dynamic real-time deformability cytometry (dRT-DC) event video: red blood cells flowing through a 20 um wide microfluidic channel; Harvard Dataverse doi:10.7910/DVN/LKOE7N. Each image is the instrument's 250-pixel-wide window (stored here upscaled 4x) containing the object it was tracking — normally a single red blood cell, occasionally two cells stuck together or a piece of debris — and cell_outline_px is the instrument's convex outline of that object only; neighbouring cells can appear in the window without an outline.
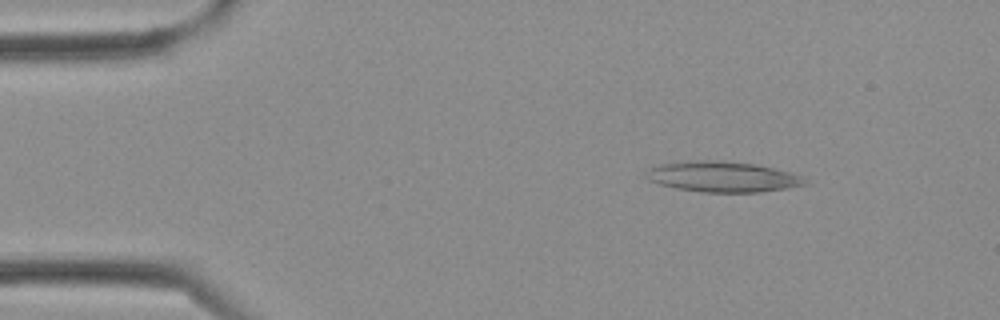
{"species": "Egyptian fruit bat (a non-hibernating species)", "species_latin": "Rousettus aegyptiacus", "temperature_condition": "cold", "stored_images_in_passage": 3, "camera_frame_rate_fps": 3000, "um_per_image_px": 0.085, "frame": {"image": 1, "passage_image": 2, "time_ms": 0.333, "image_size_px": [1000, 320], "cell_outline_px": [[812, 184], [788, 188], [760, 192], [704, 192], [676, 188], [660, 184], [648, 180], [648, 168], [660, 164], [688, 160], [716, 160], [756, 164], [788, 172], [800, 176]], "centroid_in_image_um": [61.44, 15.02], "position_along_channel_um": 23.6, "area_um2": 28.21}}